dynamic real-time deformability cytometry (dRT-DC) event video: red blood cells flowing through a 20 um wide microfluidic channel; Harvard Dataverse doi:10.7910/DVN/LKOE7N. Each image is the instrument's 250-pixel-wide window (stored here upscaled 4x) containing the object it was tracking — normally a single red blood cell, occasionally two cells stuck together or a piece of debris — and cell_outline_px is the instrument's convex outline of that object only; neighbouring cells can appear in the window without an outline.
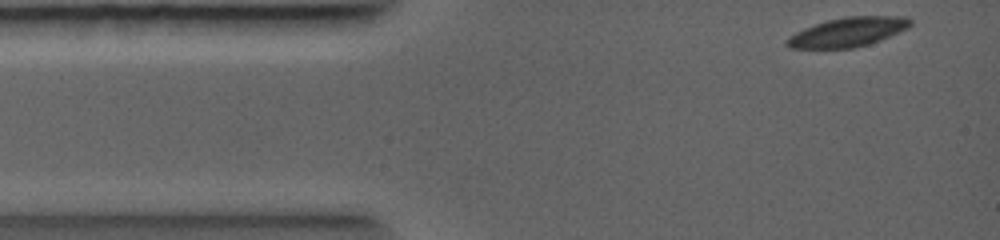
{"species": "common noctule bat (a hibernating species)", "species_latin": "Nyctalus noctula", "temperature_condition": "warm", "stored_images_in_passage": 3, "camera_frame_rate_fps": 5000, "um_per_image_px": 0.085, "animal": {"sex": "female", "body_mass_g": 19.0, "forearm_length_mm": 56.7}, "frame": {"image": 1, "passage_image": 1, "time_ms": 0.0, "image_size_px": [1000, 240], "cell_outline_px": [[912, 24], [908, 28], [880, 40], [868, 44], [852, 48], [788, 48], [784, 44], [784, 40], [788, 36], [804, 28], [828, 20], [844, 16], [908, 16], [912, 20]], "centroid_in_image_um": [72.06, 2.72], "position_along_channel_um": 12.9, "area_um2": 21.15}}